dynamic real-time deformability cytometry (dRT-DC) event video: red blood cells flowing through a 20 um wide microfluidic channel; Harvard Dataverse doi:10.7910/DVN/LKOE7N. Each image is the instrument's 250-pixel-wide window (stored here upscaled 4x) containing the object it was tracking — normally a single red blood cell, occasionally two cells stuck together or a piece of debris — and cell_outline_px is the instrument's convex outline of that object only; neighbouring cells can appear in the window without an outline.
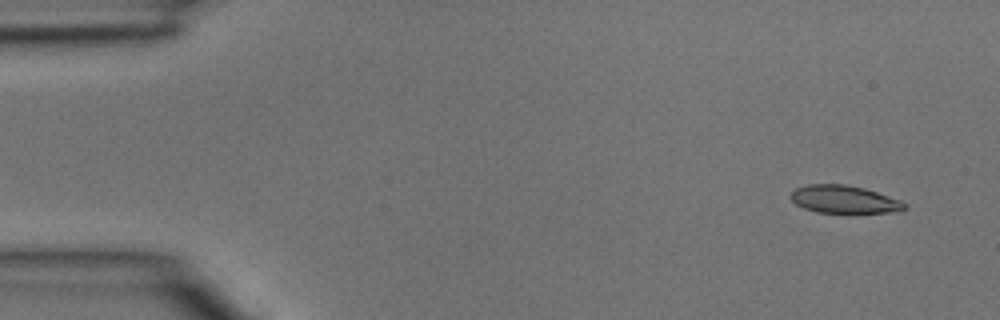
{"species": "common noctule bat (a hibernating species)", "species_latin": "Nyctalus noctula", "temperature_condition": "room temperature", "stored_images_in_passage": 4, "camera_frame_rate_fps": 3000, "um_per_image_px": 0.085, "animal": {"sex": "male", "body_mass_g": 15.6}, "frame": {"image": 1, "passage_image": 1, "time_ms": 0.0, "image_size_px": [1000, 320], "cell_outline_px": [[908, 208], [900, 212], [848, 216], [816, 212], [804, 208], [796, 204], [788, 196], [796, 188], [808, 184], [844, 184], [864, 188], [900, 200]], "centroid_in_image_um": [71.79, 17.02], "position_along_channel_um": 13.2, "area_um2": 19.48}}
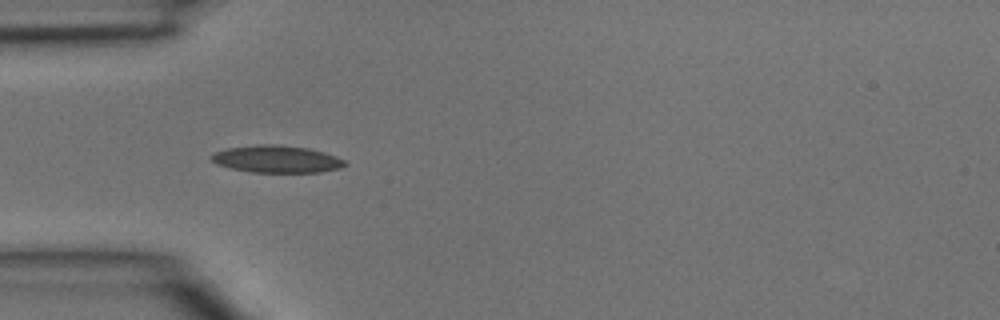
{"frame": {"image": 2, "passage_image": 4, "time_ms": 1.0, "image_size_px": [1000, 320], "cell_outline_px": [[348, 164], [340, 168], [320, 172], [252, 172], [232, 168], [216, 164], [208, 156], [216, 152], [228, 148], [256, 144], [276, 144], [308, 148], [324, 152], [336, 156], [344, 160]], "centroid_in_image_um": [23.52, 13.52], "position_along_channel_um": 61.5, "area_um2": 21.15}}